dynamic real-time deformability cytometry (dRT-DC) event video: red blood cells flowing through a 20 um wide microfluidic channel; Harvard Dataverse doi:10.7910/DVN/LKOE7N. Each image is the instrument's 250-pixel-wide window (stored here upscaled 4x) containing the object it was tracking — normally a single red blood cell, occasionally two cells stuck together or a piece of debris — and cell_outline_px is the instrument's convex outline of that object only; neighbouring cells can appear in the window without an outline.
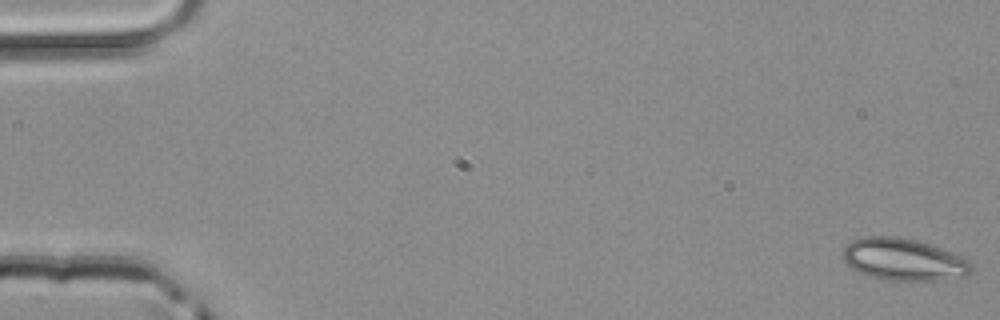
{"species": "common noctule bat (a hibernating species)", "species_latin": "Nyctalus noctula", "temperature_condition": "room temperature", "stored_images_in_passage": 50, "camera_frame_rate_fps": 3000, "um_per_image_px": 0.085, "animal": {"sex": "male", "body_mass_g": 20.4}, "frame": {"image": 1, "passage_image": 1, "time_ms": 0.0, "image_size_px": [1000, 320], "cell_outline_px": [[972, 272], [964, 276], [940, 280], [884, 280], [868, 276], [852, 268], [844, 260], [844, 248], [852, 240], [864, 236], [896, 236], [916, 240], [952, 252], [968, 260], [972, 264]], "centroid_in_image_um": [76.81, 22.06], "position_along_channel_um": 8.2, "area_um2": 31.33}}
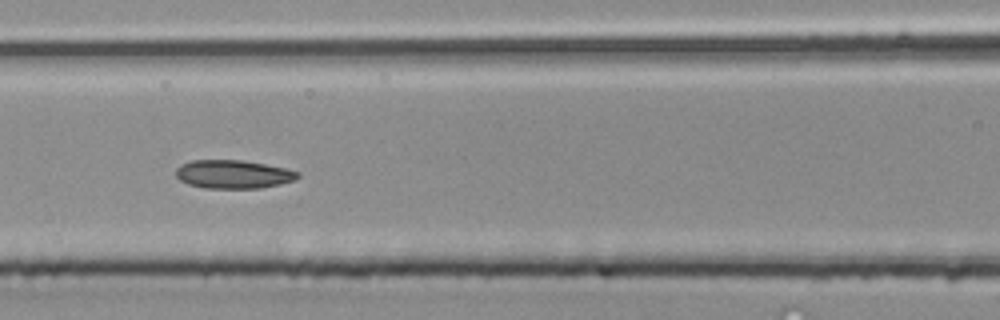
{"frame": {"image": 2, "passage_image": 22, "time_ms": 7.0, "image_size_px": [1000, 320], "cell_outline_px": [[300, 176], [296, 180], [280, 184], [260, 188], [204, 188], [188, 184], [180, 180], [176, 176], [176, 168], [180, 164], [192, 160], [240, 160], [264, 164], [284, 168], [300, 172]], "centroid_in_image_um": [19.82, 14.81], "position_along_channel_um": 146.8, "area_um2": 20.23}}
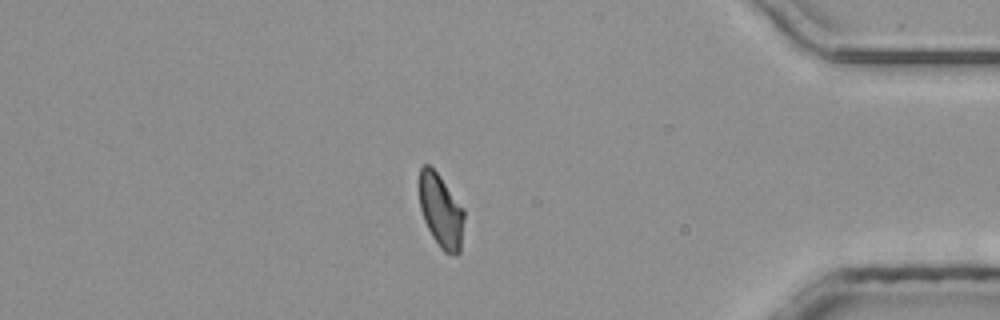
{"frame": {"image": 3, "passage_image": 42, "time_ms": 13.667, "image_size_px": [1000, 320], "cell_outline_px": [[464, 216], [460, 252], [456, 256], [452, 256], [444, 252], [440, 248], [432, 236], [424, 220], [420, 208], [420, 168], [424, 164], [428, 164], [440, 176], [464, 208]], "centroid_in_image_um": [37.5, 17.96], "position_along_channel_um": 397.7, "area_um2": 19.19}}